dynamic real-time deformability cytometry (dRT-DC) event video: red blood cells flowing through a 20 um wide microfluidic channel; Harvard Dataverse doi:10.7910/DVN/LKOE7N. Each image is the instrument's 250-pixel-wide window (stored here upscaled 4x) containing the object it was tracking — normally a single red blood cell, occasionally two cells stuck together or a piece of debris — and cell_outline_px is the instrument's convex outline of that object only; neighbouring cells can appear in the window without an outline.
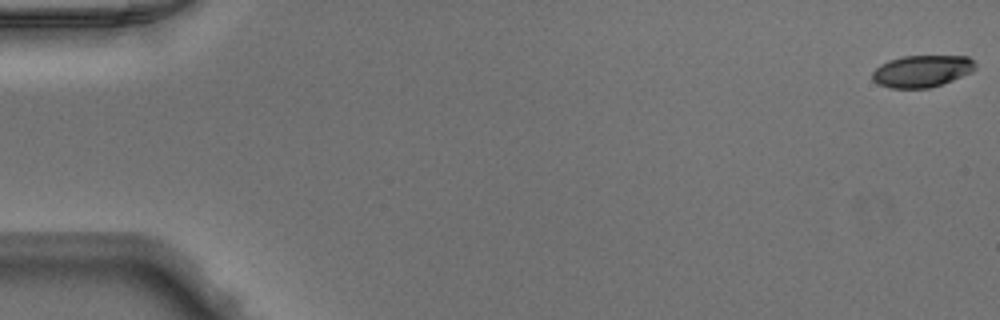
{"species": "Egyptian fruit bat (a non-hibernating species)", "species_latin": "Rousettus aegyptiacus", "temperature_condition": "warm", "stored_images_in_passage": 50, "camera_frame_rate_fps": 3000, "um_per_image_px": 0.085, "animal": {"sex": "male"}, "frame": {"image": 1, "passage_image": 1, "time_ms": 0.0, "image_size_px": [1000, 320], "cell_outline_px": [[976, 68], [972, 72], [952, 80], [928, 88], [888, 88], [872, 80], [872, 72], [880, 64], [888, 60], [900, 56], [968, 56], [976, 64]], "centroid_in_image_um": [78.34, 6.04], "position_along_channel_um": 6.7, "area_um2": 19.19}}
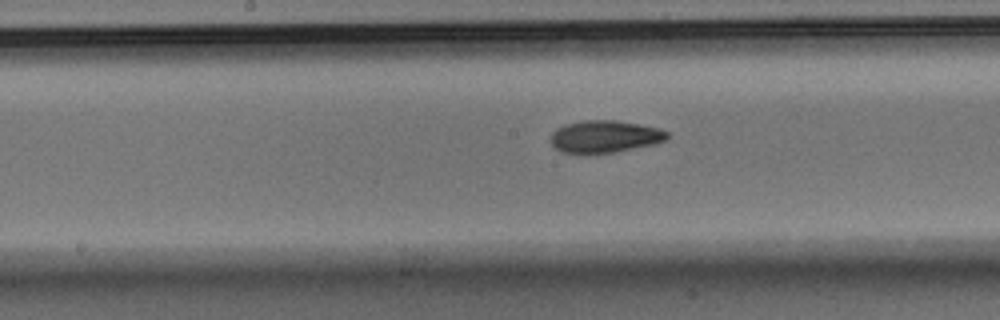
{"frame": {"image": 2, "passage_image": 26, "time_ms": 8.333, "image_size_px": [1000, 320], "cell_outline_px": [[668, 140], [656, 144], [612, 152], [564, 152], [556, 148], [552, 144], [552, 132], [556, 128], [564, 124], [584, 120], [616, 120], [640, 124], [660, 128], [668, 132]], "centroid_in_image_um": [51.46, 11.58], "position_along_channel_um": 196.7, "area_um2": 21.68}}
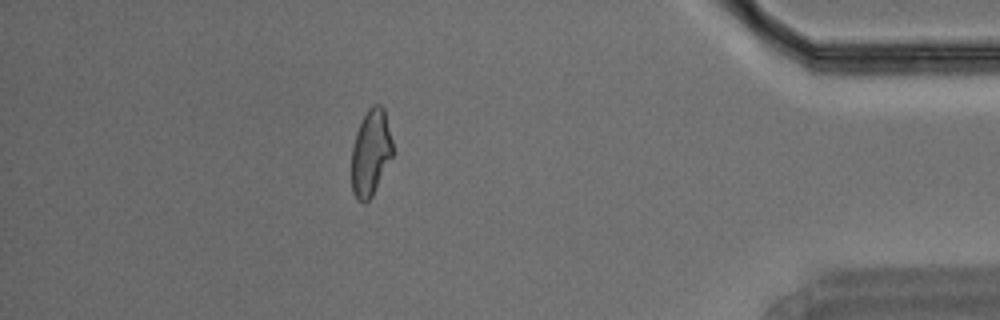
{"frame": {"image": 3, "passage_image": 44, "time_ms": 14.333, "image_size_px": [1000, 320], "cell_outline_px": [[392, 156], [372, 196], [364, 204], [356, 200], [352, 192], [352, 148], [356, 132], [368, 108], [372, 104], [380, 104], [384, 108], [392, 140]], "centroid_in_image_um": [31.5, 12.99], "position_along_channel_um": 403.7, "area_um2": 20.58}}